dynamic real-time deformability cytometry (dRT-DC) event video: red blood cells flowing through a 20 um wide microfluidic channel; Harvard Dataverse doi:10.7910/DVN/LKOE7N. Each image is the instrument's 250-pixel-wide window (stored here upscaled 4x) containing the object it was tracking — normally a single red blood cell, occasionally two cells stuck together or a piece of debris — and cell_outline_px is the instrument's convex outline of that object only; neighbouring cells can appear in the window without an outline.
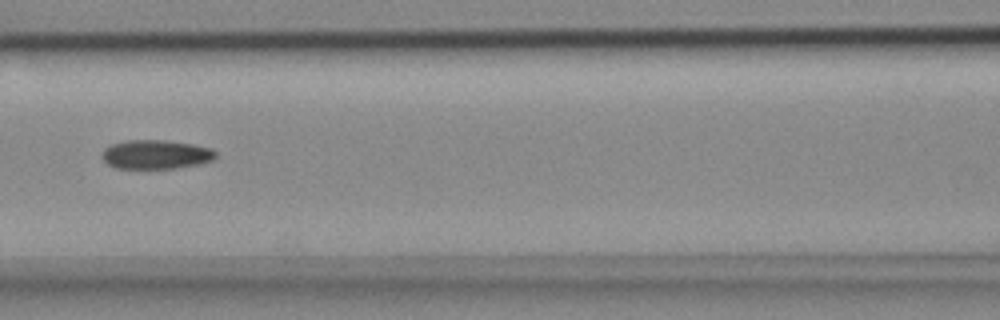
{"species": "common noctule bat (a hibernating species)", "species_latin": "Nyctalus noctula", "temperature_condition": "cold", "stored_images_in_passage": 7, "camera_frame_rate_fps": 3000, "um_per_image_px": 0.085, "animal": {"sex": "female", "body_mass_g": 18.4}, "frame": {"image": 1, "passage_image": 7, "time_ms": 2.0, "image_size_px": [1000, 320], "cell_outline_px": [[216, 156], [212, 160], [200, 164], [176, 168], [116, 168], [108, 164], [104, 160], [104, 148], [112, 144], [124, 140], [164, 140], [192, 144], [212, 148], [216, 152]], "centroid_in_image_um": [13.28, 13.12], "position_along_channel_um": 153.3, "area_um2": 19.13}}